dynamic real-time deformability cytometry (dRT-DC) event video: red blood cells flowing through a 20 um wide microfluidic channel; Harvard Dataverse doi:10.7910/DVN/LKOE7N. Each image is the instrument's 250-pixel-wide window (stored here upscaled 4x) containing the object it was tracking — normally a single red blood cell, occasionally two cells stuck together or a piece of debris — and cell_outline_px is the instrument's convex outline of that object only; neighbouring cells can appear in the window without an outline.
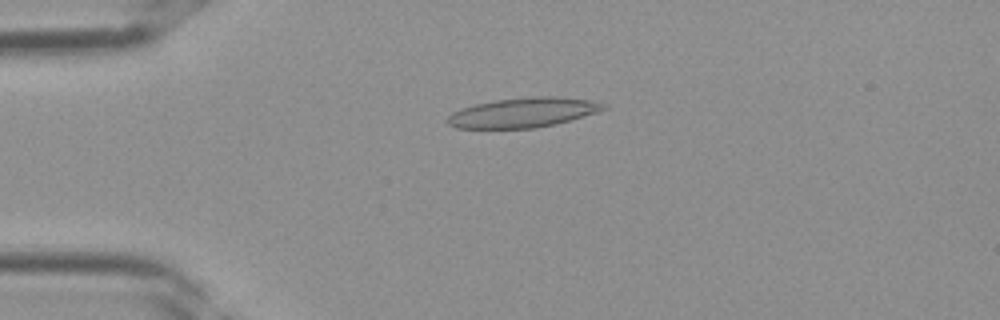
{"species": "Egyptian fruit bat (a non-hibernating species)", "species_latin": "Rousettus aegyptiacus", "temperature_condition": "room temperature", "stored_images_in_passage": 37, "camera_frame_rate_fps": 3000, "um_per_image_px": 0.085, "frame": {"image": 1, "passage_image": 9, "time_ms": 2.667, "image_size_px": [1000, 320], "cell_outline_px": [[608, 108], [596, 112], [556, 124], [536, 128], [456, 128], [448, 124], [448, 116], [452, 112], [460, 108], [476, 104], [496, 100], [536, 96], [556, 96], [588, 100], [608, 104]], "centroid_in_image_um": [44.47, 9.57], "position_along_channel_um": 40.5, "area_um2": 26.88}}
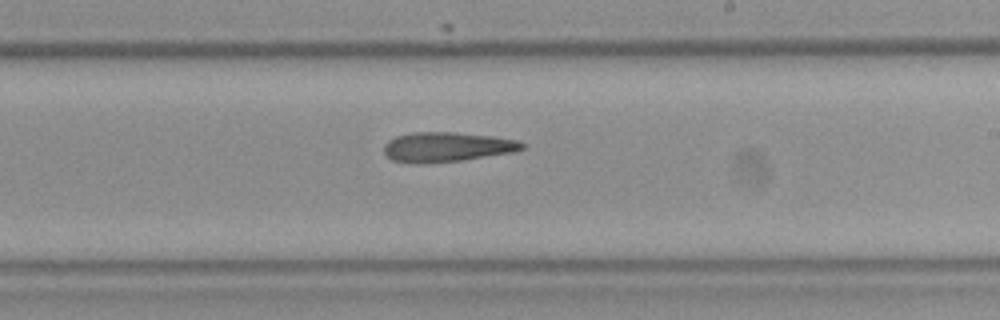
{"frame": {"image": 2, "passage_image": 22, "time_ms": 7.0, "image_size_px": [1000, 320], "cell_outline_px": [[524, 148], [516, 152], [460, 160], [420, 164], [408, 164], [392, 160], [384, 152], [384, 144], [388, 140], [396, 136], [412, 132], [456, 132], [492, 136], [516, 140], [524, 144]], "centroid_in_image_um": [37.95, 12.5], "position_along_channel_um": 251.1, "area_um2": 24.04}}
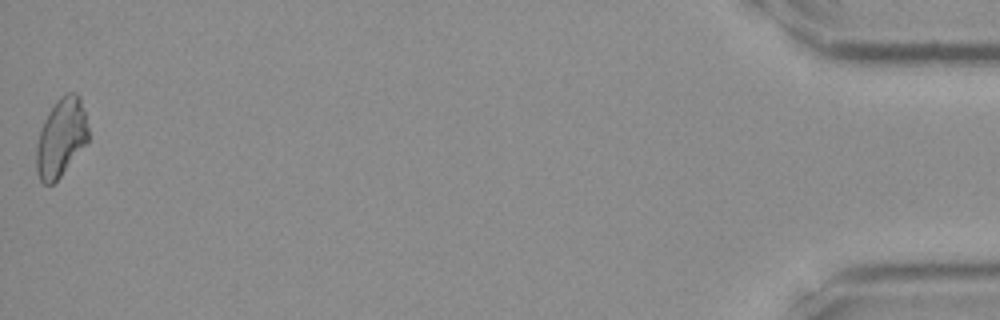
{"frame": {"image": 3, "passage_image": 37, "time_ms": 12.0, "image_size_px": [1000, 320], "cell_outline_px": [[88, 140], [60, 176], [52, 184], [44, 184], [40, 180], [36, 172], [36, 144], [44, 120], [48, 112], [56, 100], [64, 92], [76, 92], [80, 96], [88, 128]], "centroid_in_image_um": [5.17, 11.66], "position_along_channel_um": 430.0, "area_um2": 23.52}}